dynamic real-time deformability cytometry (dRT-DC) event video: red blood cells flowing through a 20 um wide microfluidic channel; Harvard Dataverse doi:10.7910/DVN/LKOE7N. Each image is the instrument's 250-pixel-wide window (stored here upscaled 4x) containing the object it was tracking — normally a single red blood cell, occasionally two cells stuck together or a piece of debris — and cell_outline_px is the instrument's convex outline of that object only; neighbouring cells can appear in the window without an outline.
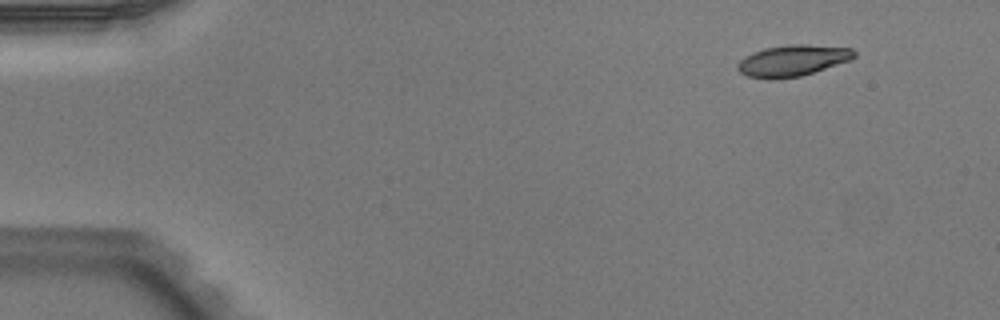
{"species": "Egyptian fruit bat (a non-hibernating species)", "species_latin": "Rousettus aegyptiacus", "temperature_condition": "warm", "stored_images_in_passage": 47, "camera_frame_rate_fps": 3000, "um_per_image_px": 0.085, "animal": {"sex": "male"}, "frame": {"image": 1, "passage_image": 1, "time_ms": 0.0, "image_size_px": [1000, 320], "cell_outline_px": [[856, 56], [852, 60], [800, 76], [776, 80], [768, 80], [748, 76], [740, 72], [736, 68], [736, 64], [744, 56], [752, 52], [764, 48], [788, 44], [808, 44], [852, 48], [856, 52]], "centroid_in_image_um": [67.35, 5.15], "position_along_channel_um": 17.6, "area_um2": 21.62}}
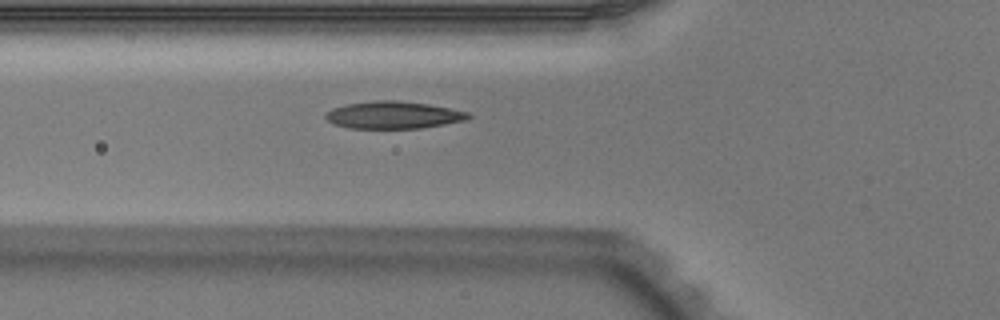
{"frame": {"image": 2, "passage_image": 15, "time_ms": 4.667, "image_size_px": [1000, 320], "cell_outline_px": [[472, 116], [468, 120], [420, 128], [348, 128], [332, 124], [324, 116], [332, 108], [348, 104], [372, 100], [396, 100], [428, 104], [468, 112]], "centroid_in_image_um": [33.43, 9.78], "position_along_channel_um": 92.4, "area_um2": 22.66}}
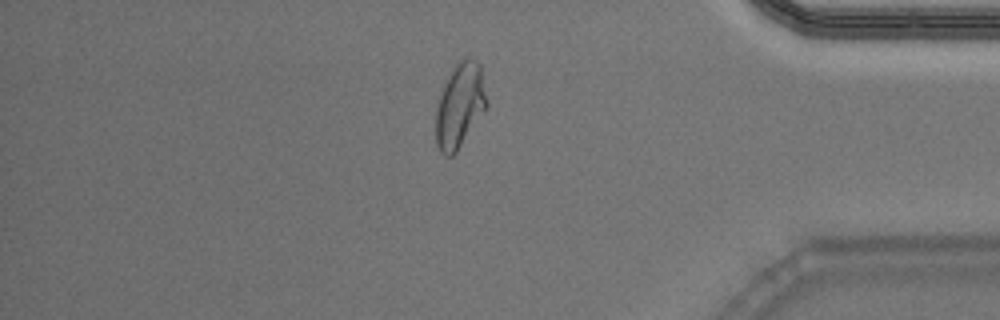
{"frame": {"image": 3, "passage_image": 40, "time_ms": 13.0, "image_size_px": [1000, 320], "cell_outline_px": [[488, 108], [456, 152], [452, 156], [444, 156], [440, 152], [436, 144], [436, 108], [444, 84], [452, 68], [464, 56], [472, 56], [480, 64], [488, 100]], "centroid_in_image_um": [39.12, 8.95], "position_along_channel_um": 396.1, "area_um2": 25.49}, "authors_computed_cell_mechanics": {"area_um2": 22.0796, "velocity_mm_per_s": 3.9456, "shape_relaxation_time_tau1_ms": 5.4639, "shape_relaxation_time_tau2_ms": 1.4206, "deformation_change_tau1": 0.2004, "deformation_change_tau2": 0.0781}}